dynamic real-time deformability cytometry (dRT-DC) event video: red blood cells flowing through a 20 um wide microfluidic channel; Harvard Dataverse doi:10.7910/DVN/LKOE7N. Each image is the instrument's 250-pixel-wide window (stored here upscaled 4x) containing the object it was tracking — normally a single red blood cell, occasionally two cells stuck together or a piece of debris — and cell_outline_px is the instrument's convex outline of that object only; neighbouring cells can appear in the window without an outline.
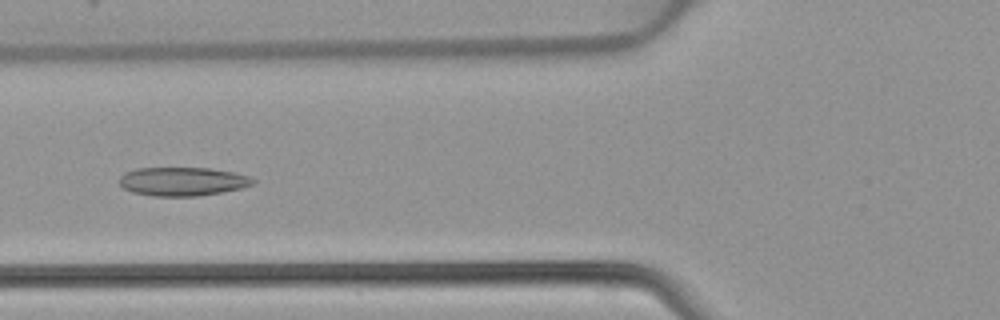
{"species": "common noctule bat (a hibernating species)", "species_latin": "Nyctalus noctula", "temperature_condition": "warm", "stored_images_in_passage": 30, "camera_frame_rate_fps": 3000, "um_per_image_px": 0.085, "animal": {"sex": "female", "body_mass_g": 22.7, "forearm_length_mm": 54.2}, "frame": {"image": 1, "passage_image": 5, "time_ms": 1.333, "image_size_px": [1000, 320], "cell_outline_px": [[256, 180], [252, 184], [244, 188], [200, 196], [152, 196], [132, 192], [124, 188], [120, 184], [120, 176], [124, 172], [136, 168], [212, 168], [232, 172], [248, 176]], "centroid_in_image_um": [15.52, 15.42], "position_along_channel_um": 110.3, "area_um2": 22.43}}
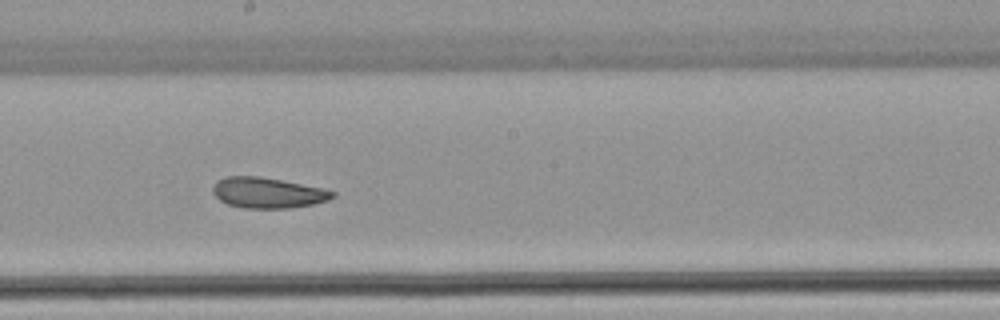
{"frame": {"image": 2, "passage_image": 13, "time_ms": 4.0, "image_size_px": [1000, 320], "cell_outline_px": [[336, 196], [328, 200], [312, 204], [288, 208], [244, 208], [228, 204], [220, 200], [212, 192], [212, 188], [216, 180], [224, 176], [260, 176], [324, 188], [336, 192]], "centroid_in_image_um": [22.75, 16.37], "position_along_channel_um": 225.5, "area_um2": 21.44}}
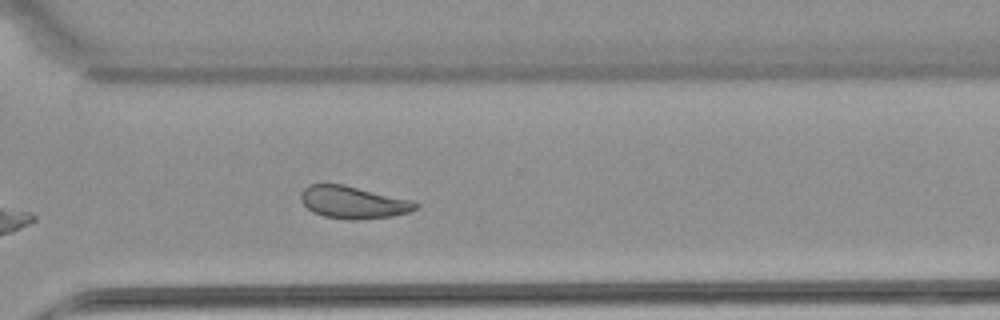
{"frame": {"image": 3, "passage_image": 21, "time_ms": 6.667, "image_size_px": [1000, 320], "cell_outline_px": [[420, 204], [416, 208], [408, 212], [392, 216], [356, 220], [348, 220], [324, 216], [312, 212], [300, 200], [300, 192], [308, 184], [344, 184], [412, 200]], "centroid_in_image_um": [30.0, 17.19], "position_along_channel_um": 340.6, "area_um2": 21.73}}